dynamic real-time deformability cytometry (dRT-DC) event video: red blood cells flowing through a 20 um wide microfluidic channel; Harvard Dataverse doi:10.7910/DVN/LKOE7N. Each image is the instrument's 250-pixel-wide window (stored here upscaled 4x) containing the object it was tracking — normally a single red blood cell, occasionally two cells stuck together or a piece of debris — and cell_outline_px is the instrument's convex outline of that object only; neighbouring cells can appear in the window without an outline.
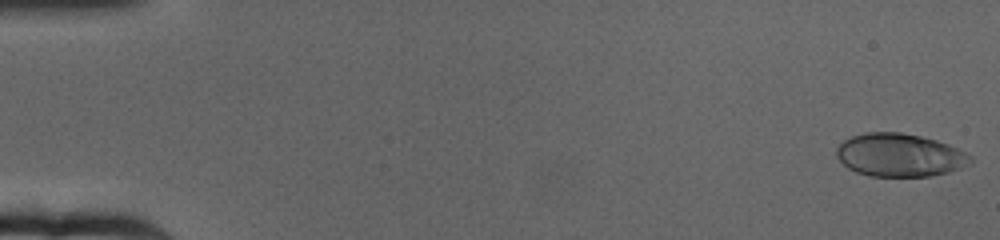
{"species": "human", "species_latin": "Homo sapiens", "temperature_condition": "cold", "stored_images_in_passage": 64, "camera_frame_rate_fps": 3000, "um_per_image_px": 0.085, "donor": {"sex": "female"}, "frame": {"image": 1, "passage_image": 1, "time_ms": 0.0, "image_size_px": [1000, 240], "cell_outline_px": [[972, 164], [948, 172], [928, 176], [868, 176], [856, 172], [848, 168], [836, 156], [836, 148], [844, 140], [852, 136], [864, 132], [900, 132], [920, 136], [936, 140], [948, 144], [972, 156]], "centroid_in_image_um": [76.46, 13.18], "position_along_channel_um": 8.5, "area_um2": 33.64}}
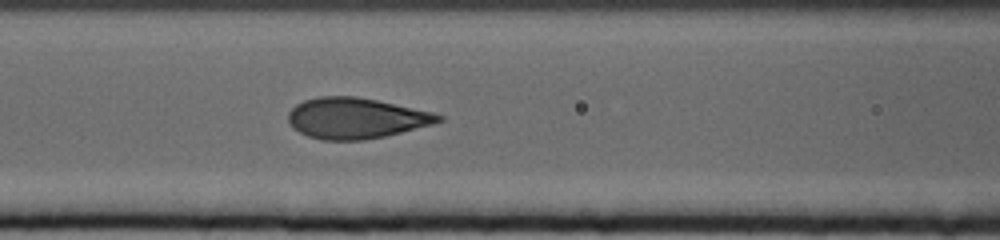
{"frame": {"image": 2, "passage_image": 28, "time_ms": 9.0, "image_size_px": [1000, 240], "cell_outline_px": [[444, 120], [432, 124], [384, 136], [364, 140], [320, 140], [308, 136], [300, 132], [288, 120], [288, 112], [296, 104], [304, 100], [320, 96], [356, 96], [376, 100], [432, 112], [444, 116]], "centroid_in_image_um": [30.24, 10.04], "position_along_channel_um": 136.4, "area_um2": 35.37}}
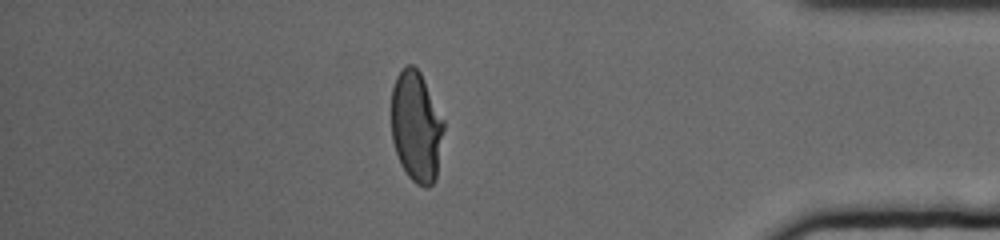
{"frame": {"image": 3, "passage_image": 56, "time_ms": 18.333, "image_size_px": [1000, 240], "cell_outline_px": [[444, 128], [436, 180], [428, 188], [424, 188], [416, 184], [408, 176], [400, 164], [392, 140], [392, 88], [396, 76], [408, 64], [412, 64], [420, 72], [444, 120]], "centroid_in_image_um": [35.39, 10.8], "position_along_channel_um": 399.8, "area_um2": 33.87}, "authors_computed_cell_mechanics": {"area_um2": 34.9979, "velocity_mm_per_s": 3.1627, "shape_relaxation_time_tau1_ms": 3.9091, "shape_relaxation_time_tau2_ms": null, "deformation_change_tau1": 0.1669, "deformation_change_tau2": null}}